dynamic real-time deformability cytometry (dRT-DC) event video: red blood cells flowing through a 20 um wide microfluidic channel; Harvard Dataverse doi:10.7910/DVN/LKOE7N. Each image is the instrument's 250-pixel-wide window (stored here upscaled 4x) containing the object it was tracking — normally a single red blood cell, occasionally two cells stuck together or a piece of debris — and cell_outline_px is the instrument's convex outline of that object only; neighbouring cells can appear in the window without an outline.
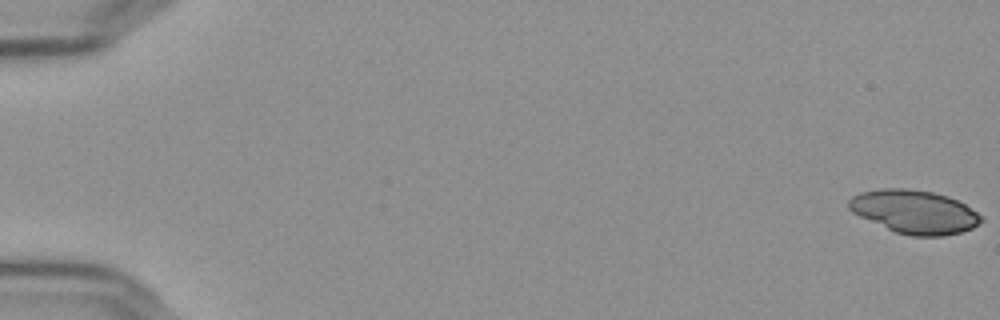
{"species": "Egyptian fruit bat (a non-hibernating species)", "species_latin": "Rousettus aegyptiacus", "temperature_condition": "cold", "stored_images_in_passage": 43, "camera_frame_rate_fps": 3000, "um_per_image_px": 0.085, "frame": {"image": 1, "passage_image": 1, "time_ms": 0.0, "image_size_px": [1000, 320], "cell_outline_px": [[984, 220], [972, 228], [960, 232], [944, 236], [912, 236], [896, 232], [860, 216], [852, 212], [848, 208], [848, 200], [852, 196], [860, 192], [880, 188], [908, 188], [932, 192], [948, 196], [964, 204], [976, 212]], "centroid_in_image_um": [77.71, 17.99], "position_along_channel_um": 7.3, "area_um2": 33.29}}
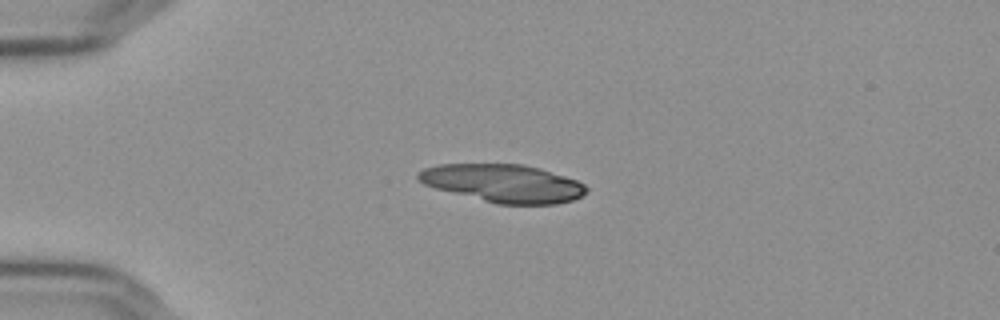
{"frame": {"image": 2, "passage_image": 15, "time_ms": 4.667, "image_size_px": [1000, 320], "cell_outline_px": [[588, 192], [572, 200], [556, 204], [496, 204], [436, 188], [424, 184], [416, 176], [424, 168], [440, 164], [524, 164], [540, 168], [576, 180], [584, 184], [588, 188]], "centroid_in_image_um": [42.8, 15.58], "position_along_channel_um": 42.2, "area_um2": 36.93}}